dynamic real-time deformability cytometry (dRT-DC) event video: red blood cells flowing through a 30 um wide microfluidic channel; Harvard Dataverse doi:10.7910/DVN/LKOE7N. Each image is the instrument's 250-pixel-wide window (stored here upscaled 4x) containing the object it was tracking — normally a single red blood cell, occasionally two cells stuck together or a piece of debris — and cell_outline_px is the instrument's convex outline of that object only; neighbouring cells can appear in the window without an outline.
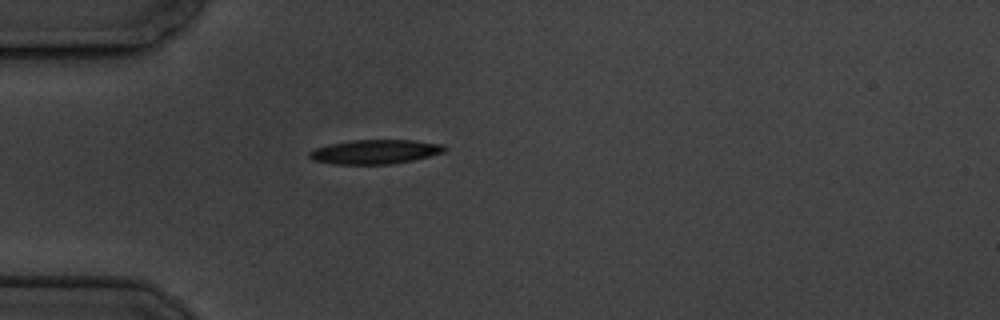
{"species": "common noctule bat (a hibernating species)", "species_latin": "Nyctalus noctula", "temperature_condition": "cold", "stored_images_in_passage": 2, "camera_frame_rate_fps": 3000, "um_per_image_px": 0.085, "animal": {"sex": "male", "body_mass_g": 19.5, "forearm_length_mm": 54.6}, "frame": {"image": 1, "passage_image": 1, "time_ms": 0.0, "image_size_px": [1000, 320], "cell_outline_px": [[448, 148], [444, 152], [412, 160], [392, 164], [332, 164], [312, 160], [308, 156], [308, 152], [316, 148], [332, 144], [352, 140], [412, 140], [444, 144]], "centroid_in_image_um": [31.89, 12.9], "position_along_channel_um": 53.1, "area_um2": 19.07}}